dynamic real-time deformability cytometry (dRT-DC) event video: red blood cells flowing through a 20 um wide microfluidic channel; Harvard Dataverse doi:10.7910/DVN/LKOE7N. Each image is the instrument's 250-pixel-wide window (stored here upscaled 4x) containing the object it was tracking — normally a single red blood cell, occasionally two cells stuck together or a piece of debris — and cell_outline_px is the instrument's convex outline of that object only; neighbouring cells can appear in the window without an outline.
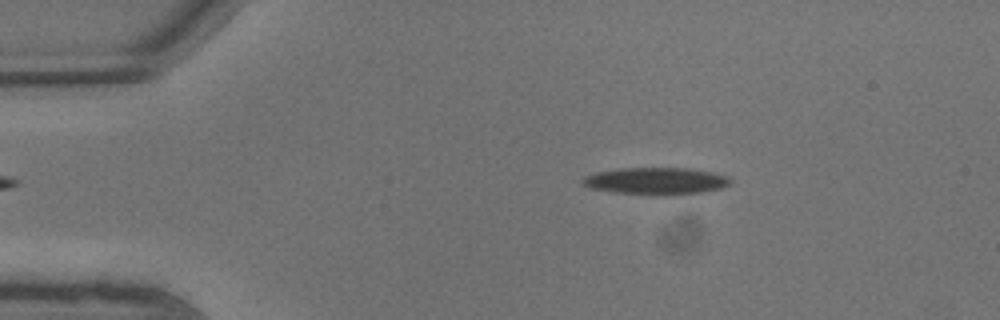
{"species": "common noctule bat (a hibernating species)", "species_latin": "Nyctalus noctula", "temperature_condition": "warm", "stored_images_in_passage": 6, "camera_frame_rate_fps": 3000, "um_per_image_px": 0.085, "animal": {"sex": "male", "body_mass_g": 13.3}, "frame": {"image": 1, "passage_image": 1, "time_ms": 0.0, "image_size_px": [1000, 320], "cell_outline_px": [[732, 184], [720, 188], [700, 192], [664, 196], [612, 192], [592, 188], [584, 184], [580, 180], [584, 176], [596, 172], [624, 168], [688, 168], [712, 172], [728, 176], [732, 180]], "centroid_in_image_um": [55.78, 15.39], "position_along_channel_um": 29.2, "area_um2": 23.35}}
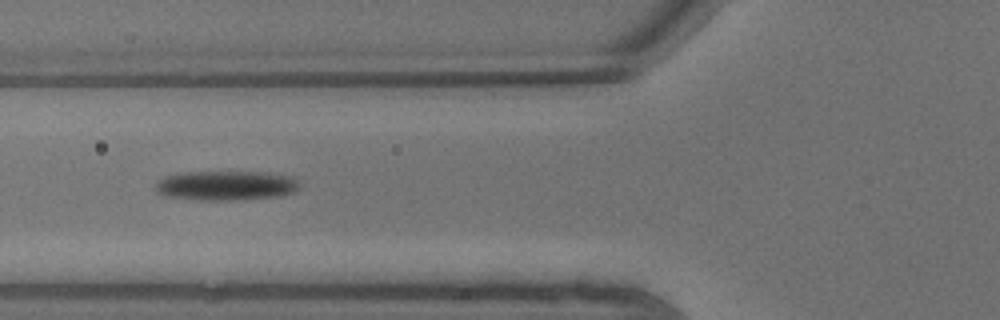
{"frame": {"image": 2, "passage_image": 5, "time_ms": 1.333, "image_size_px": [1000, 320], "cell_outline_px": [[300, 188], [284, 196], [240, 200], [204, 200], [168, 196], [156, 192], [156, 180], [164, 176], [180, 172], [268, 172], [292, 176], [300, 184]], "centroid_in_image_um": [19.24, 15.76], "position_along_channel_um": 106.6, "area_um2": 25.14}}
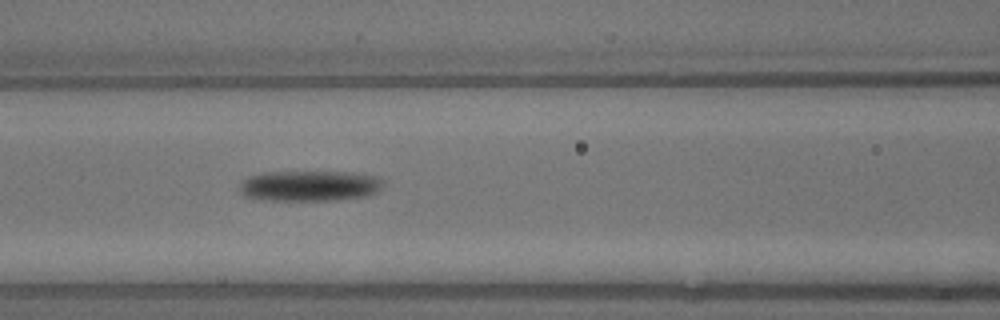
{"frame": {"image": 3, "passage_image": 6, "time_ms": 1.667, "image_size_px": [1000, 320], "cell_outline_px": [[384, 180], [380, 188], [376, 192], [368, 196], [336, 200], [260, 200], [244, 196], [240, 192], [240, 184], [248, 176], [264, 172], [352, 172], [380, 176]], "centroid_in_image_um": [26.33, 15.79], "position_along_channel_um": 140.3, "area_um2": 25.89}}